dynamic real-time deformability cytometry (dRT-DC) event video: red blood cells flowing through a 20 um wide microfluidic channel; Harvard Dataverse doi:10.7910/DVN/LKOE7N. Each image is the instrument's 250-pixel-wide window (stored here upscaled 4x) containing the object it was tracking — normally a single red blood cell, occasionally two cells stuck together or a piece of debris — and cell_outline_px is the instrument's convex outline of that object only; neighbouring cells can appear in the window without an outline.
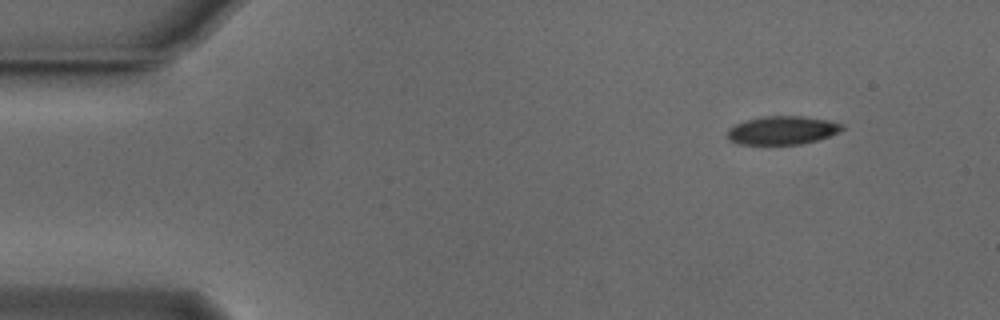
{"species": "Egyptian fruit bat (a non-hibernating species)", "species_latin": "Rousettus aegyptiacus", "temperature_condition": "cold", "stored_images_in_passage": 49, "camera_frame_rate_fps": 3000, "um_per_image_px": 0.085, "animal": {"sex": "male"}, "frame": {"image": 1, "passage_image": 1, "time_ms": 0.0, "image_size_px": [1000, 320], "cell_outline_px": [[844, 128], [840, 132], [816, 140], [800, 144], [736, 144], [728, 140], [728, 128], [736, 124], [748, 120], [764, 116], [804, 116], [828, 120], [844, 124]], "centroid_in_image_um": [66.51, 11.07], "position_along_channel_um": 18.5, "area_um2": 18.96}}
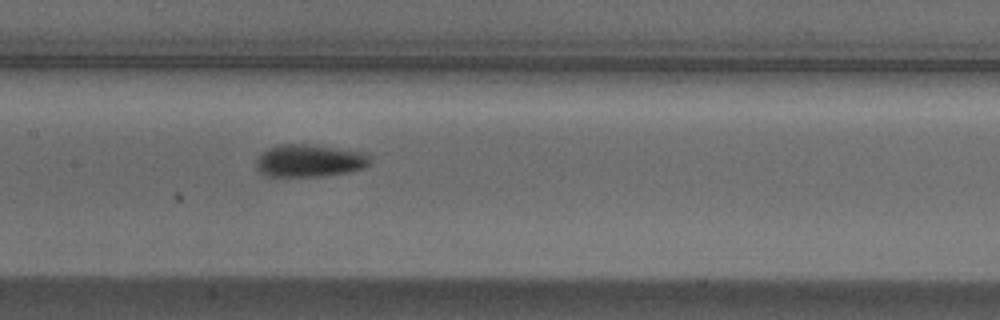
{"frame": {"image": 2, "passage_image": 21, "time_ms": 6.667, "image_size_px": [1000, 320], "cell_outline_px": [[372, 164], [364, 168], [348, 172], [320, 176], [268, 176], [260, 172], [256, 168], [256, 160], [268, 148], [280, 144], [316, 144], [368, 152], [372, 156]], "centroid_in_image_um": [26.41, 13.64], "position_along_channel_um": 181.0, "area_um2": 22.02}}
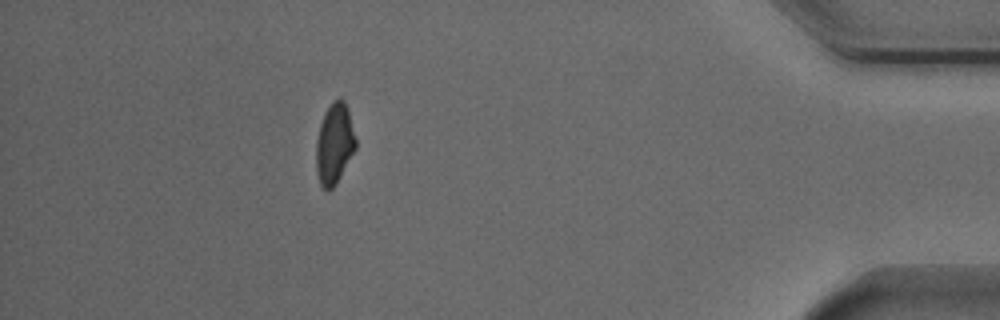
{"frame": {"image": 3, "passage_image": 43, "time_ms": 14.0, "image_size_px": [1000, 320], "cell_outline_px": [[356, 148], [336, 184], [332, 188], [324, 188], [320, 184], [316, 172], [316, 140], [320, 124], [324, 112], [332, 100], [344, 100], [348, 108], [356, 140]], "centroid_in_image_um": [28.42, 12.2], "position_along_channel_um": 406.8, "area_um2": 18.55}, "authors_computed_cell_mechanics": {"area_um2": 19.8832, "velocity_mm_per_s": 3.827, "shape_relaxation_time_tau1_ms": 3.0427, "shape_relaxation_time_tau2_ms": null, "deformation_change_tau1": 0.1156, "deformation_change_tau2": null}}